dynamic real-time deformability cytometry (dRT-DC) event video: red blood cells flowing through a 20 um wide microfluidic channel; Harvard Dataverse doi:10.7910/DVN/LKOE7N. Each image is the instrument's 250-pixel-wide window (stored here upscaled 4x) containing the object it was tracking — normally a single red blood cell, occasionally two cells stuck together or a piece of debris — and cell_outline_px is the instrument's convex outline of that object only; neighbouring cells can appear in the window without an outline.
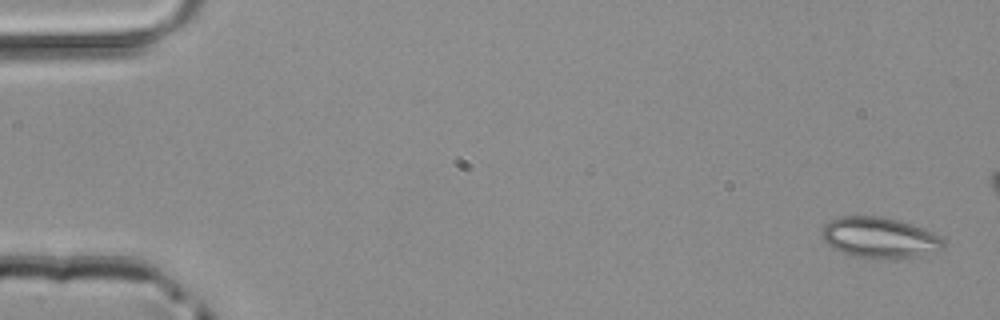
{"species": "common noctule bat (a hibernating species)", "species_latin": "Nyctalus noctula", "temperature_condition": "room temperature", "stored_images_in_passage": 50, "camera_frame_rate_fps": 3000, "um_per_image_px": 0.085, "animal": {"sex": "male", "body_mass_g": 20.4}, "frame": {"image": 1, "passage_image": 1, "time_ms": 0.0, "image_size_px": [1000, 320], "cell_outline_px": [[948, 244], [944, 248], [936, 252], [920, 256], [852, 256], [832, 248], [820, 236], [820, 232], [824, 224], [840, 216], [880, 216], [900, 220], [924, 228], [940, 236]], "centroid_in_image_um": [74.78, 20.16], "position_along_channel_um": 10.2, "area_um2": 28.61}}
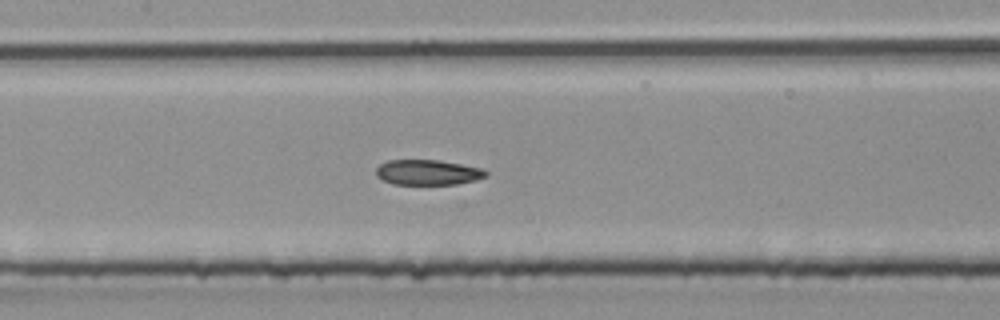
{"frame": {"image": 2, "passage_image": 23, "time_ms": 7.333, "image_size_px": [1000, 320], "cell_outline_px": [[488, 176], [476, 180], [456, 184], [392, 184], [376, 176], [376, 168], [380, 164], [388, 160], [440, 160], [480, 168], [488, 172]], "centroid_in_image_um": [36.36, 14.65], "position_along_channel_um": 171.0, "area_um2": 16.13}}
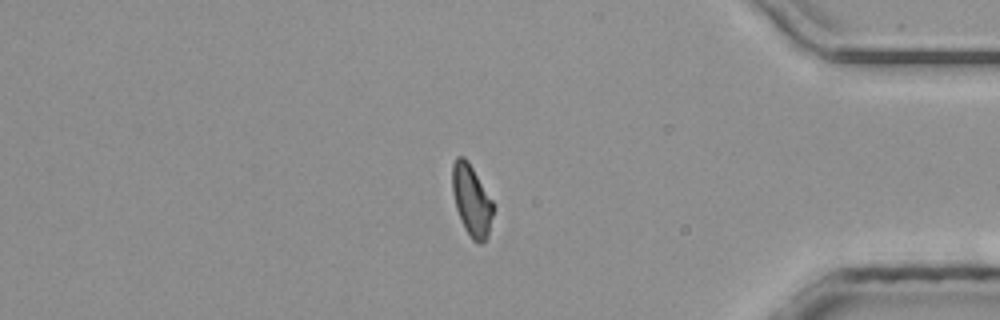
{"frame": {"image": 3, "passage_image": 41, "time_ms": 13.333, "image_size_px": [1000, 320], "cell_outline_px": [[492, 216], [488, 236], [480, 244], [476, 244], [472, 240], [464, 228], [460, 220], [456, 208], [452, 192], [452, 164], [456, 156], [464, 156], [468, 160], [492, 200]], "centroid_in_image_um": [40.05, 17.02], "position_along_channel_um": 395.1, "area_um2": 16.99}}